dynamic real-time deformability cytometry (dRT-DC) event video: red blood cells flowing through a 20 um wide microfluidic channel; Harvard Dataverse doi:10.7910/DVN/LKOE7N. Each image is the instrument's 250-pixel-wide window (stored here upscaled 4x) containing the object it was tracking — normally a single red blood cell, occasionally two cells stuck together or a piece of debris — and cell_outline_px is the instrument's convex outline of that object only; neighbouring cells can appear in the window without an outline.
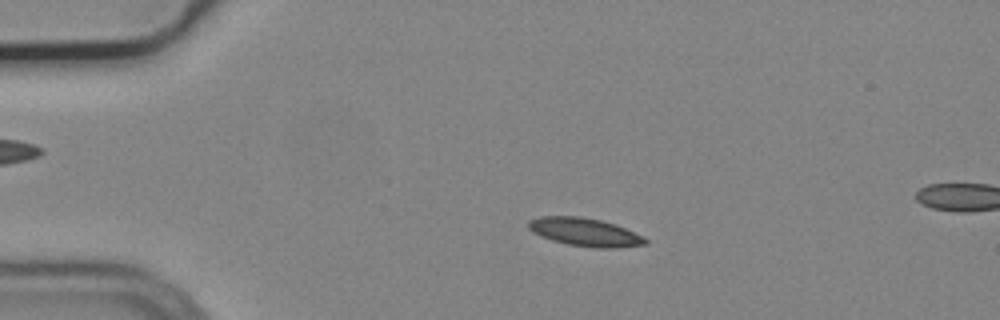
{"species": "common noctule bat (a hibernating species)", "species_latin": "Nyctalus noctula", "temperature_condition": "cold", "stored_images_in_passage": 16, "camera_frame_rate_fps": 3000, "um_per_image_px": 0.085, "animal": {"sex": "male", "body_mass_g": 19.2, "forearm_length_mm": 51.8}, "frame": {"image": 1, "passage_image": 10, "time_ms": 3.0, "image_size_px": [1000, 320], "cell_outline_px": [[648, 244], [616, 248], [596, 248], [568, 244], [552, 240], [540, 236], [532, 232], [528, 228], [528, 220], [540, 216], [580, 216], [600, 220], [616, 224], [644, 236], [648, 240]], "centroid_in_image_um": [49.73, 19.73], "position_along_channel_um": 35.3, "area_um2": 19.36}}